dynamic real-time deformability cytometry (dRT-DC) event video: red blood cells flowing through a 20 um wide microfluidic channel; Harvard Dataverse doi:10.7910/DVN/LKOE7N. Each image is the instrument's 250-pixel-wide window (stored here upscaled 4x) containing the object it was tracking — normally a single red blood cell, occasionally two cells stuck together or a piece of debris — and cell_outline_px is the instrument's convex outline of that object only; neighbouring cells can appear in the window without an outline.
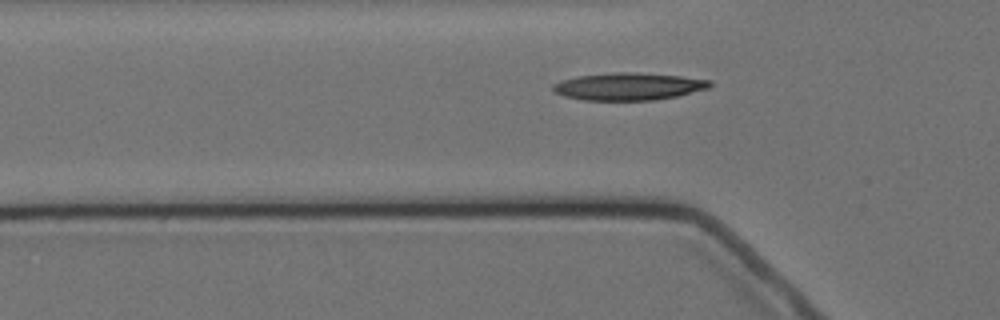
{"species": "Egyptian fruit bat (a non-hibernating species)", "species_latin": "Rousettus aegyptiacus", "temperature_condition": "cold", "stored_images_in_passage": 7, "segment_of_instrument_passage": [2, 2], "camera_frame_rate_fps": 3000, "um_per_image_px": 0.085, "animal": {"sex": "female"}, "frame": {"image": 1, "passage_image": 7, "time_ms": 7.0, "image_size_px": [1000, 320], "cell_outline_px": [[712, 84], [708, 88], [676, 96], [656, 100], [584, 100], [564, 96], [552, 92], [552, 84], [560, 80], [576, 76], [612, 72], [636, 72], [680, 76], [712, 80]], "centroid_in_image_um": [53.38, 7.34], "position_along_channel_um": 72.4, "area_um2": 25.2}}